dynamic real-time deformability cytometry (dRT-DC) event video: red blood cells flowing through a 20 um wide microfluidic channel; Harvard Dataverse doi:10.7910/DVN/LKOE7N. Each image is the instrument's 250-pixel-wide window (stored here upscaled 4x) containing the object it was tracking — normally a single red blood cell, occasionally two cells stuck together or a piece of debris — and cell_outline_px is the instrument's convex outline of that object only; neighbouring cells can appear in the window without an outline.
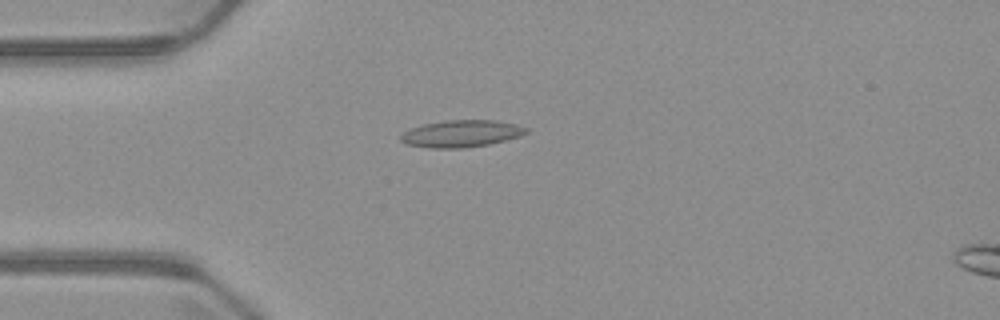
{"species": "common noctule bat (a hibernating species)", "species_latin": "Nyctalus noctula", "temperature_condition": "warm", "stored_images_in_passage": 5, "camera_frame_rate_fps": 3000, "um_per_image_px": 0.085, "animal": {"sex": "male", "body_mass_g": 23.1, "forearm_length_mm": 52.7}, "frame": {"image": 1, "passage_image": 4, "time_ms": 3.667, "image_size_px": [1000, 320], "cell_outline_px": [[528, 132], [520, 136], [488, 144], [464, 148], [428, 148], [408, 144], [400, 140], [400, 136], [404, 132], [412, 128], [424, 124], [444, 120], [496, 120], [516, 124], [528, 128]], "centroid_in_image_um": [39.22, 11.35], "position_along_channel_um": 45.8, "area_um2": 19.65}}